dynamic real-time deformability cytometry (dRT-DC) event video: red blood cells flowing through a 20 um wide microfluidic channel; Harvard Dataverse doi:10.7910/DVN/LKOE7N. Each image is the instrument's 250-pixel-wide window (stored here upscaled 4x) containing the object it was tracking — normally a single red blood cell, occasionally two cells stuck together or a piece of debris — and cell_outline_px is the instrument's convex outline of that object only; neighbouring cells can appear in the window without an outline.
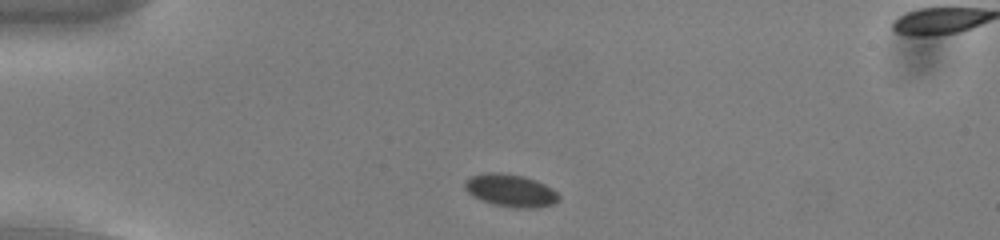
{"species": "common noctule bat (a hibernating species)", "species_latin": "Nyctalus noctula", "temperature_condition": "cold", "stored_images_in_passage": 44, "camera_frame_rate_fps": 3000, "um_per_image_px": 0.085, "animal": {"sex": "male", "body_mass_g": 13.0, "forearm_length_mm": 53.1}, "frame": {"image": 1, "passage_image": 3, "time_ms": 0.667, "image_size_px": [1000, 240], "cell_outline_px": [[560, 200], [552, 204], [536, 208], [512, 208], [480, 200], [472, 196], [464, 188], [464, 180], [472, 176], [484, 172], [500, 172], [524, 176], [536, 180], [552, 188], [560, 196]], "centroid_in_image_um": [43.39, 16.18], "position_along_channel_um": 41.6, "area_um2": 18.03}}
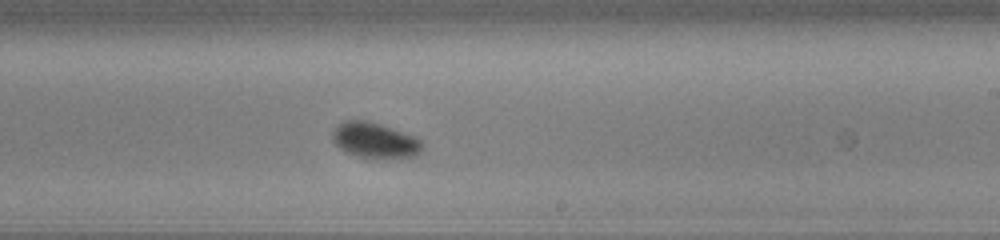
{"frame": {"image": 2, "passage_image": 23, "time_ms": 7.333, "image_size_px": [1000, 240], "cell_outline_px": [[420, 152], [416, 156], [400, 160], [376, 160], [344, 152], [332, 140], [332, 132], [340, 124], [348, 120], [364, 120], [380, 124], [416, 136], [420, 140]], "centroid_in_image_um": [31.9, 11.98], "position_along_channel_um": 257.1, "area_um2": 18.96}}
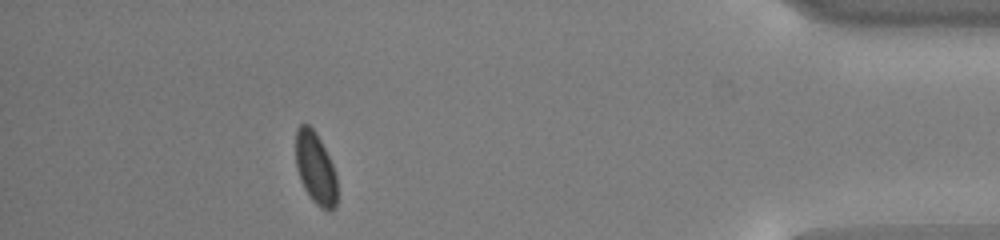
{"frame": {"image": 3, "passage_image": 39, "time_ms": 12.667, "image_size_px": [1000, 240], "cell_outline_px": [[336, 208], [332, 212], [328, 212], [320, 208], [312, 200], [304, 188], [300, 180], [296, 168], [296, 128], [300, 124], [308, 124], [316, 132], [332, 164], [336, 176]], "centroid_in_image_um": [26.81, 14.33], "position_along_channel_um": 408.4, "area_um2": 17.46}}